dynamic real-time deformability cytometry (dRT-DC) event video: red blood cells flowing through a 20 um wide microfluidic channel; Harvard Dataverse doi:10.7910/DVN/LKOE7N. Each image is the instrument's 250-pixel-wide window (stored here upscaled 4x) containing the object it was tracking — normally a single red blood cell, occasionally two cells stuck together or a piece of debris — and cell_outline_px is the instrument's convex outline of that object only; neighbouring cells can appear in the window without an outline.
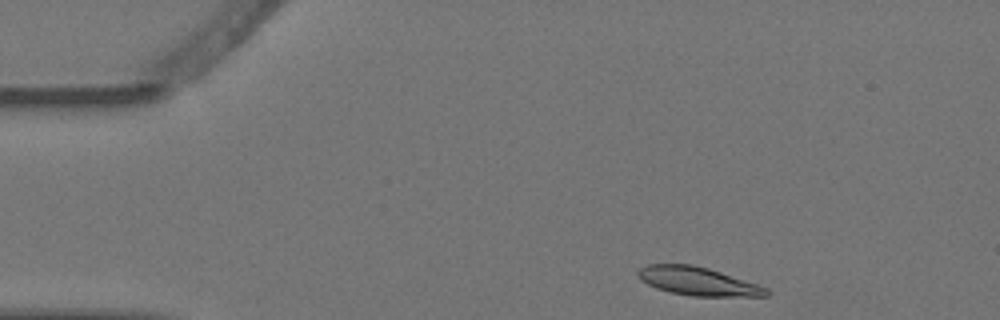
{"species": "Egyptian fruit bat (a non-hibernating species)", "species_latin": "Rousettus aegyptiacus", "temperature_condition": "warm", "stored_images_in_passage": 2, "camera_frame_rate_fps": 3000, "um_per_image_px": 0.085, "animal": {"sex": "female"}, "frame": {"image": 1, "passage_image": 1, "time_ms": 0.0, "image_size_px": [1000, 320], "cell_outline_px": [[772, 292], [768, 296], [692, 296], [672, 292], [656, 288], [640, 280], [636, 276], [636, 272], [640, 268], [648, 264], [692, 264], [708, 268], [768, 288]], "centroid_in_image_um": [59.3, 23.9], "position_along_channel_um": 25.7, "area_um2": 21.15}}